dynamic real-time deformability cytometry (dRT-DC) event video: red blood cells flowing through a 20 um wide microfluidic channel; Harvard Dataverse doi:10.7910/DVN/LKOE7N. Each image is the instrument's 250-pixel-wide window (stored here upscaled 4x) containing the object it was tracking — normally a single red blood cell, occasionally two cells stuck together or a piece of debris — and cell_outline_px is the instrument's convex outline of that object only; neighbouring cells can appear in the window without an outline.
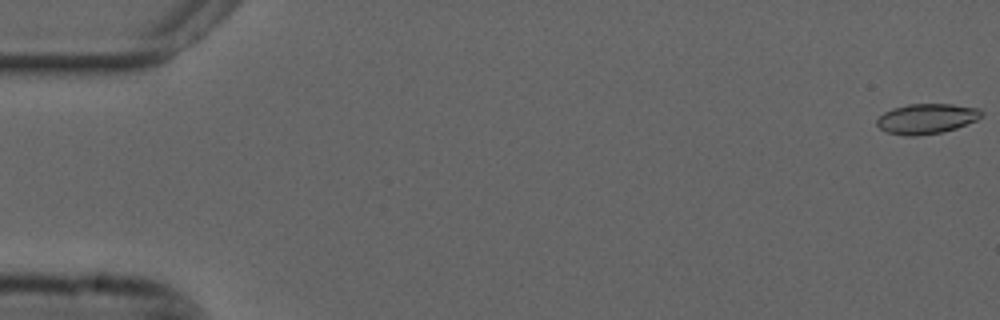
{"species": "common noctule bat (a hibernating species)", "species_latin": "Nyctalus noctula", "temperature_condition": "cold", "stored_images_in_passage": 57, "camera_frame_rate_fps": 3000, "um_per_image_px": 0.085, "animal": {"sex": "male", "forearm_length_mm": 52.5}, "frame": {"image": 1, "passage_image": 1, "time_ms": 0.0, "image_size_px": [1000, 320], "cell_outline_px": [[984, 116], [976, 120], [956, 128], [940, 132], [916, 136], [904, 136], [888, 132], [880, 128], [876, 124], [876, 120], [884, 112], [892, 108], [908, 104], [952, 104], [980, 108]], "centroid_in_image_um": [78.76, 10.08], "position_along_channel_um": 6.2, "area_um2": 18.38}}
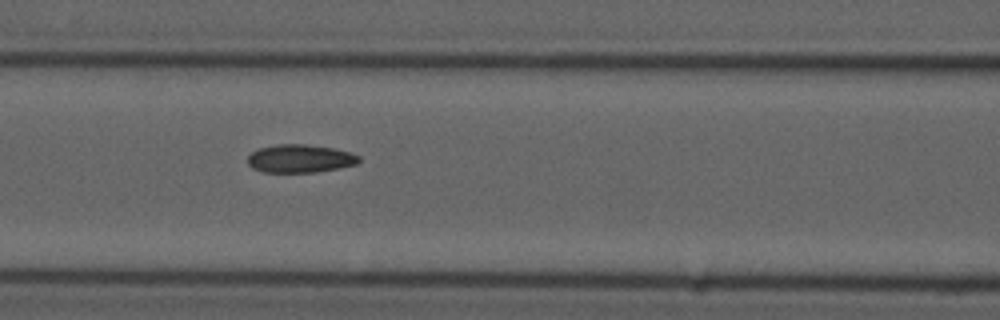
{"frame": {"image": 2, "passage_image": 24, "time_ms": 7.667, "image_size_px": [1000, 320], "cell_outline_px": [[360, 160], [356, 164], [340, 168], [316, 172], [264, 172], [252, 168], [248, 164], [248, 156], [252, 152], [260, 148], [280, 144], [304, 144], [332, 148], [348, 152], [360, 156]], "centroid_in_image_um": [25.5, 13.49], "position_along_channel_um": 141.1, "area_um2": 18.09}}
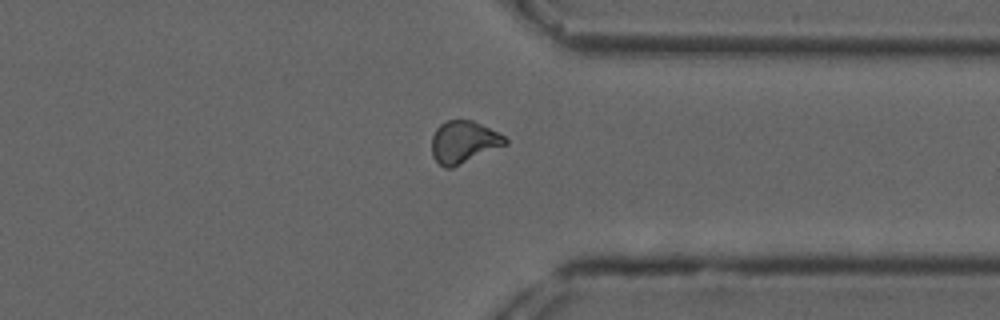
{"frame": {"image": 3, "passage_image": 43, "time_ms": 14.0, "image_size_px": [1000, 320], "cell_outline_px": [[508, 144], [452, 168], [444, 168], [432, 156], [432, 136], [436, 128], [440, 124], [448, 120], [472, 120], [504, 136], [508, 140]], "centroid_in_image_um": [39.4, 12.08], "position_along_channel_um": 372.0, "area_um2": 17.98}}